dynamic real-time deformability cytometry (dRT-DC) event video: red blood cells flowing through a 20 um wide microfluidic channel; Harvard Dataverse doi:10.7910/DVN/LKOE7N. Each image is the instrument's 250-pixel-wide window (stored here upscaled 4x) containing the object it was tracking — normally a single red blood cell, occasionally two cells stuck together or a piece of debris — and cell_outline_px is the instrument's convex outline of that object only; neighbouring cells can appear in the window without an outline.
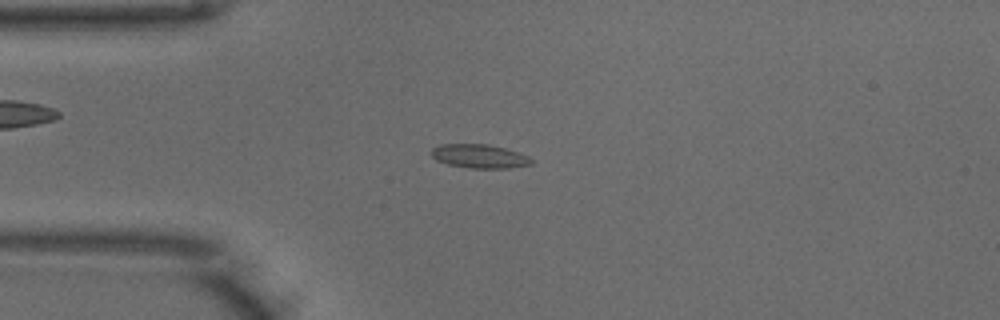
{"species": "common noctule bat (a hibernating species)", "species_latin": "Nyctalus noctula", "temperature_condition": "warm", "stored_images_in_passage": 50, "camera_frame_rate_fps": 3000, "um_per_image_px": 0.085, "animal": {"sex": "male", "body_mass_g": 18.8}, "frame": {"image": 1, "passage_image": 12, "time_ms": 3.667, "image_size_px": [1000, 320], "cell_outline_px": [[532, 164], [508, 168], [468, 168], [448, 164], [436, 160], [432, 156], [432, 148], [440, 144], [488, 144], [504, 148], [528, 156], [532, 160]], "centroid_in_image_um": [40.73, 13.28], "position_along_channel_um": 44.3, "area_um2": 13.76}}
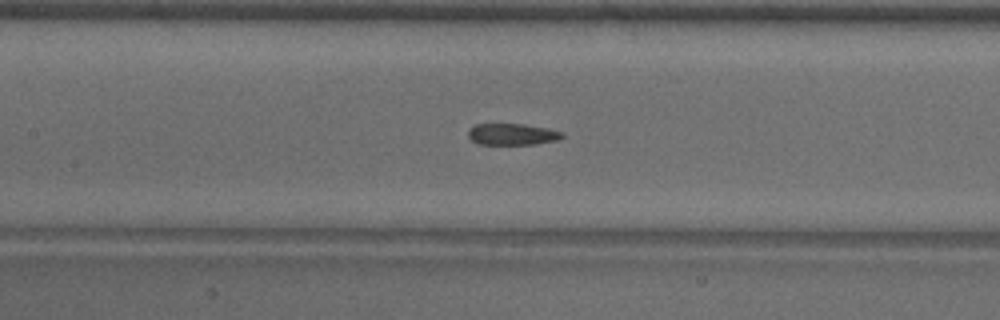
{"frame": {"image": 2, "passage_image": 22, "time_ms": 7.0, "image_size_px": [1000, 320], "cell_outline_px": [[564, 136], [556, 140], [536, 144], [480, 144], [472, 140], [468, 136], [468, 128], [476, 124], [524, 124], [548, 128], [564, 132]], "centroid_in_image_um": [43.55, 11.4], "position_along_channel_um": 163.9, "area_um2": 11.79}}
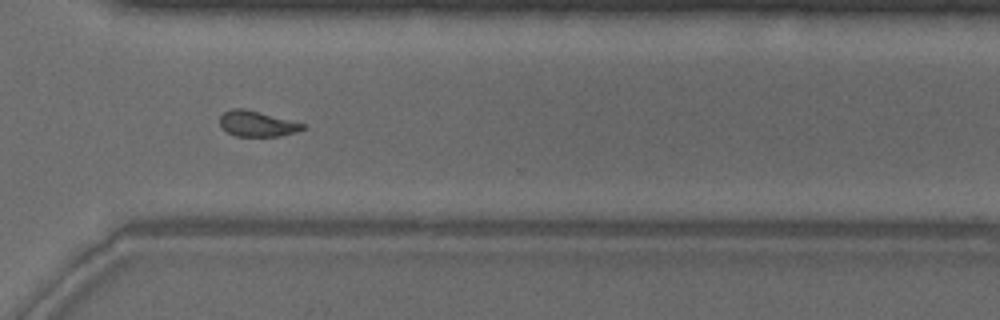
{"frame": {"image": 3, "passage_image": 36, "time_ms": 11.667, "image_size_px": [1000, 320], "cell_outline_px": [[304, 128], [296, 132], [280, 136], [236, 136], [228, 132], [220, 124], [220, 116], [224, 112], [232, 108], [244, 108], [304, 124]], "centroid_in_image_um": [21.82, 10.52], "position_along_channel_um": 348.8, "area_um2": 12.08}, "authors_computed_cell_mechanics": {"area_um2": 12.9472, "velocity_mm_per_s": 3.9663, "shape_relaxation_time_tau1_ms": 7.9305, "shape_relaxation_time_tau2_ms": 1.5249, "deformation_change_tau1": 0.1753, "deformation_change_tau2": 0.0676}}